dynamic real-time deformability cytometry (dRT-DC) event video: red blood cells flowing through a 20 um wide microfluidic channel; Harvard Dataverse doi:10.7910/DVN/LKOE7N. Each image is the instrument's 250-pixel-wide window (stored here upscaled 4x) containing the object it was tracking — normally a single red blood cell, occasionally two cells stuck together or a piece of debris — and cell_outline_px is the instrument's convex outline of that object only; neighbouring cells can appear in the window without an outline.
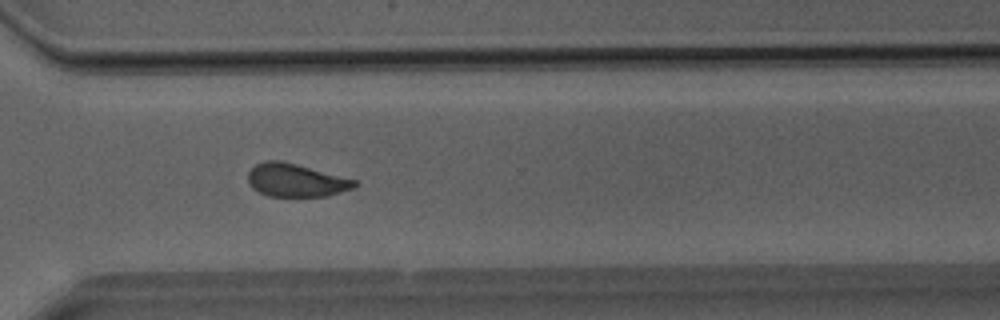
{"species": "Egyptian fruit bat (a non-hibernating species)", "species_latin": "Rousettus aegyptiacus", "temperature_condition": "room temperature", "stored_images_in_passage": 38, "camera_frame_rate_fps": 3000, "um_per_image_px": 0.085, "animal": {"sex": "male"}, "frame": {"image": 1, "passage_image": 28, "time_ms": 9.0, "image_size_px": [1000, 320], "cell_outline_px": [[360, 184], [356, 188], [328, 196], [268, 196], [252, 188], [248, 184], [248, 172], [256, 164], [268, 160], [280, 160], [296, 164], [356, 180]], "centroid_in_image_um": [25.17, 15.33], "position_along_channel_um": 345.4, "area_um2": 20.58}}
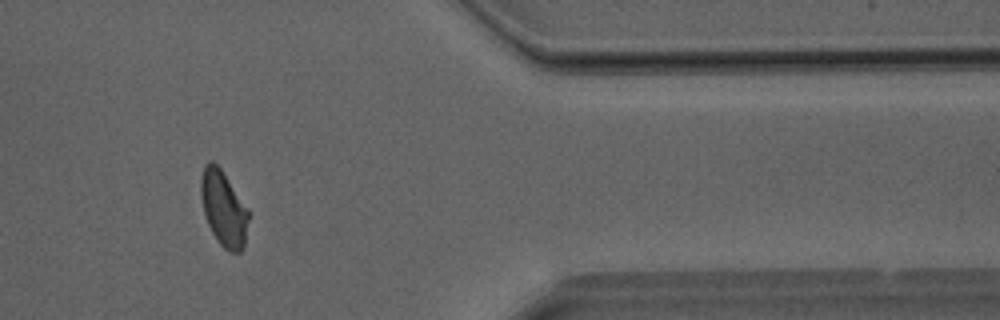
{"frame": {"image": 2, "passage_image": 32, "time_ms": 10.333, "image_size_px": [1000, 320], "cell_outline_px": [[248, 220], [244, 248], [240, 252], [232, 252], [224, 248], [220, 244], [212, 232], [208, 224], [204, 212], [200, 196], [200, 180], [204, 164], [208, 160], [212, 160], [220, 168], [248, 208]], "centroid_in_image_um": [18.99, 17.7], "position_along_channel_um": 392.4, "area_um2": 20.87}}
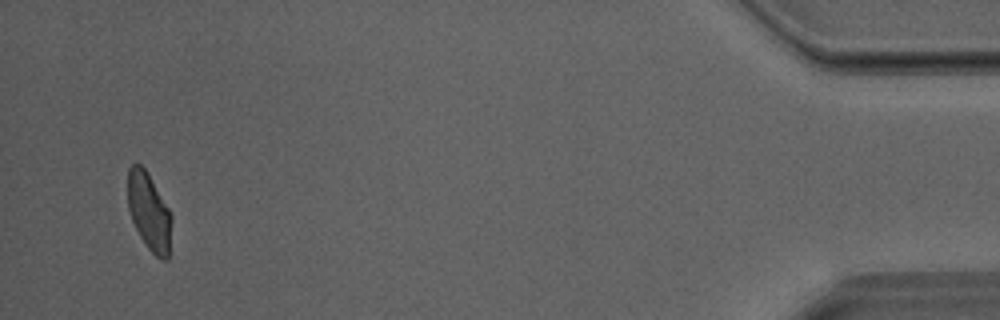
{"frame": {"image": 3, "passage_image": 37, "time_ms": 12.0, "image_size_px": [1000, 320], "cell_outline_px": [[172, 220], [168, 260], [160, 260], [148, 248], [140, 236], [132, 220], [128, 208], [128, 168], [132, 164], [140, 164], [144, 168], [168, 208], [172, 216]], "centroid_in_image_um": [12.67, 18.03], "position_along_channel_um": 422.5, "area_um2": 19.54}}